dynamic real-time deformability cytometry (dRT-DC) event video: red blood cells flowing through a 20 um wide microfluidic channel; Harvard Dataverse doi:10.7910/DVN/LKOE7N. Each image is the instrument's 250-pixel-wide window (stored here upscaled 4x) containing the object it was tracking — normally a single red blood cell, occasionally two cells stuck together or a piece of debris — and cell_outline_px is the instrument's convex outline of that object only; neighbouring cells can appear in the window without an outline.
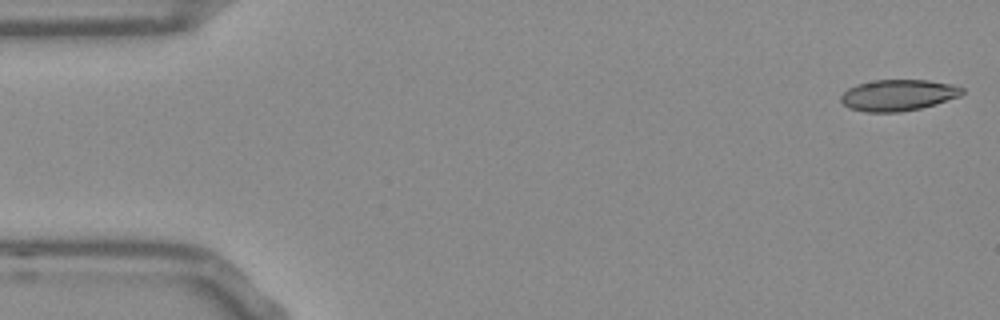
{"species": "Egyptian fruit bat (a non-hibernating species)", "species_latin": "Rousettus aegyptiacus", "temperature_condition": "room temperature", "stored_images_in_passage": 52, "camera_frame_rate_fps": 3000, "um_per_image_px": 0.085, "frame": {"image": 1, "passage_image": 1, "time_ms": 0.0, "image_size_px": [1000, 320], "cell_outline_px": [[964, 92], [960, 96], [920, 108], [900, 112], [864, 112], [848, 108], [840, 100], [840, 96], [848, 88], [856, 84], [872, 80], [928, 80], [948, 84], [964, 88]], "centroid_in_image_um": [76.29, 8.09], "position_along_channel_um": 8.7, "area_um2": 22.02}}
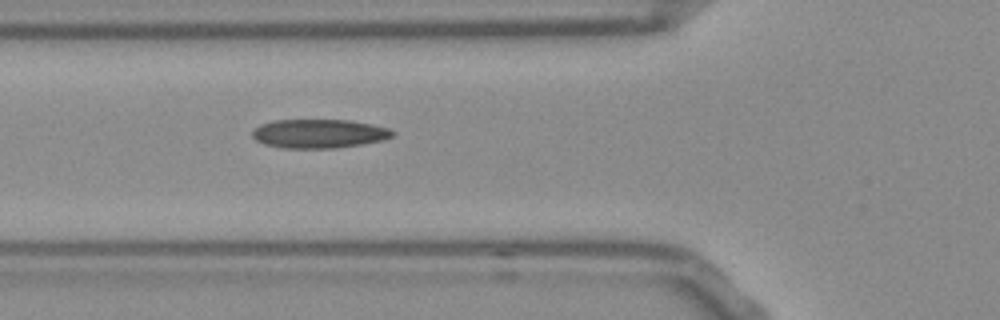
{"frame": {"image": 2, "passage_image": 18, "time_ms": 5.667, "image_size_px": [1000, 320], "cell_outline_px": [[396, 132], [392, 136], [384, 140], [336, 148], [284, 148], [264, 144], [256, 140], [252, 136], [252, 132], [260, 124], [272, 120], [352, 120], [372, 124], [388, 128]], "centroid_in_image_um": [27.12, 11.35], "position_along_channel_um": 98.7, "area_um2": 23.64}}
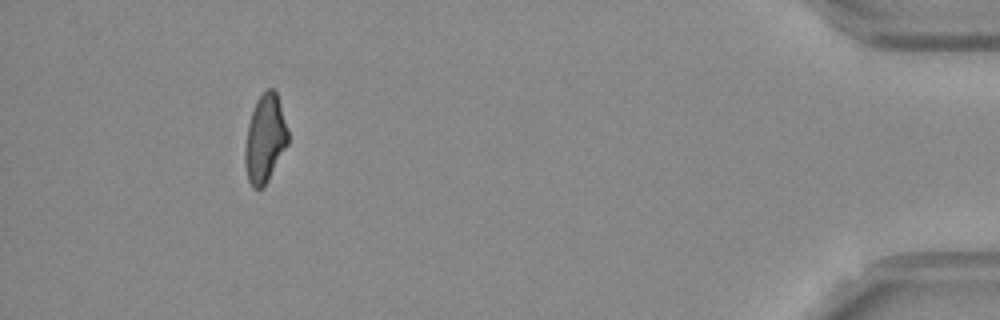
{"frame": {"image": 3, "passage_image": 48, "time_ms": 15.667, "image_size_px": [1000, 320], "cell_outline_px": [[288, 144], [264, 188], [252, 188], [248, 180], [244, 164], [244, 148], [248, 124], [256, 100], [268, 88], [272, 88], [276, 92], [280, 104], [288, 132]], "centroid_in_image_um": [22.51, 11.83], "position_along_channel_um": 412.7, "area_um2": 22.02}, "authors_computed_cell_mechanics": {"area_um2": 22.7443, "velocity_mm_per_s": 3.8141, "shape_relaxation_time_tau1_ms": null, "shape_relaxation_time_tau2_ms": 4.1994, "deformation_change_tau1": null, "deformation_change_tau2": 0.1195}}